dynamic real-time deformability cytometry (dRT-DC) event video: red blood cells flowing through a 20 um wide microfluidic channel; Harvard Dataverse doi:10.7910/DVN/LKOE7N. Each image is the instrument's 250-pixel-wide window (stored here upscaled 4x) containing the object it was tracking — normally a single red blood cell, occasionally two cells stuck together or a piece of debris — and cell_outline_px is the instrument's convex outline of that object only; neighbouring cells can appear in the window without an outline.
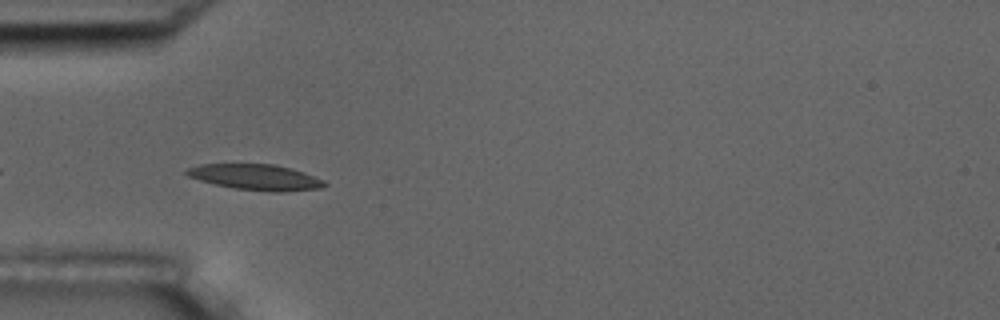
{"species": "common noctule bat (a hibernating species)", "species_latin": "Nyctalus noctula", "temperature_condition": "room temperature", "stored_images_in_passage": 5, "camera_frame_rate_fps": 3000, "um_per_image_px": 0.085, "animal": {"sex": "male", "body_mass_g": 17.5, "forearm_length_mm": 52.3}, "frame": {"image": 1, "passage_image": 5, "time_ms": 4.667, "image_size_px": [1000, 320], "cell_outline_px": [[328, 184], [320, 188], [280, 192], [272, 192], [232, 188], [200, 180], [188, 176], [184, 172], [188, 168], [200, 164], [272, 164], [304, 172], [324, 180]], "centroid_in_image_um": [21.73, 15.06], "position_along_channel_um": 63.3, "area_um2": 20.52}}